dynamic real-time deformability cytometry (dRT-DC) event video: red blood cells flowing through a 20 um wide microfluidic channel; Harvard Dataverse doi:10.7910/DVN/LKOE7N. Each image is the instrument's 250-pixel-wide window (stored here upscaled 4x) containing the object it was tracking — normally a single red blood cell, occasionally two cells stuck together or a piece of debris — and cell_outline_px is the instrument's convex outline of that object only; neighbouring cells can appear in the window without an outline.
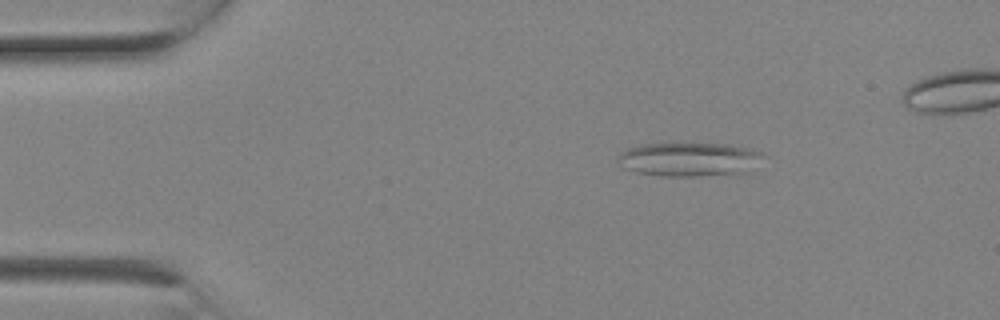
{"species": "Egyptian fruit bat (a non-hibernating species)", "species_latin": "Rousettus aegyptiacus", "temperature_condition": "room temperature", "stored_images_in_passage": 2, "camera_frame_rate_fps": 3000, "um_per_image_px": 0.085, "animal": {"sex": "female"}, "frame": {"image": 1, "passage_image": 1, "time_ms": 0.0, "image_size_px": [1000, 320], "cell_outline_px": [[764, 156], [744, 172], [700, 176], [660, 176], [636, 172], [624, 168], [620, 164], [620, 152], [624, 148], [640, 144], [724, 144], [748, 148], [760, 152]], "centroid_in_image_um": [58.49, 13.54], "position_along_channel_um": 26.5, "area_um2": 28.21}}